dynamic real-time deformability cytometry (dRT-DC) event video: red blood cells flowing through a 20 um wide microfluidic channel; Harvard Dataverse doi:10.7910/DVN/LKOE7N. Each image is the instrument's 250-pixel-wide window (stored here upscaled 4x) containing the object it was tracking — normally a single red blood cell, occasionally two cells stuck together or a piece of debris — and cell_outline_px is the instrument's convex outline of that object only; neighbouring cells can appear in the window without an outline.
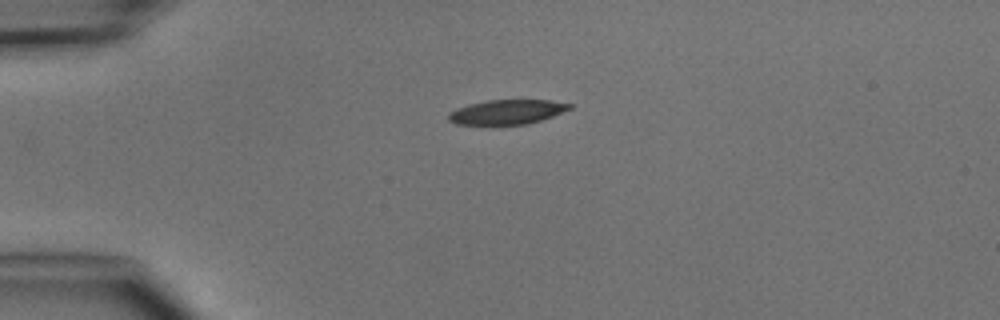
{"species": "common noctule bat (a hibernating species)", "species_latin": "Nyctalus noctula", "temperature_condition": "cold", "stored_images_in_passage": 2, "camera_frame_rate_fps": 3000, "um_per_image_px": 0.085, "animal": {"sex": "male", "body_mass_g": 15.6}, "frame": {"image": 1, "passage_image": 1, "time_ms": 0.0, "image_size_px": [1000, 320], "cell_outline_px": [[572, 108], [552, 116], [528, 124], [492, 128], [456, 124], [448, 120], [448, 112], [456, 108], [468, 104], [488, 100], [552, 100], [572, 104]], "centroid_in_image_um": [43.01, 9.57], "position_along_channel_um": 42.0, "area_um2": 18.32}}